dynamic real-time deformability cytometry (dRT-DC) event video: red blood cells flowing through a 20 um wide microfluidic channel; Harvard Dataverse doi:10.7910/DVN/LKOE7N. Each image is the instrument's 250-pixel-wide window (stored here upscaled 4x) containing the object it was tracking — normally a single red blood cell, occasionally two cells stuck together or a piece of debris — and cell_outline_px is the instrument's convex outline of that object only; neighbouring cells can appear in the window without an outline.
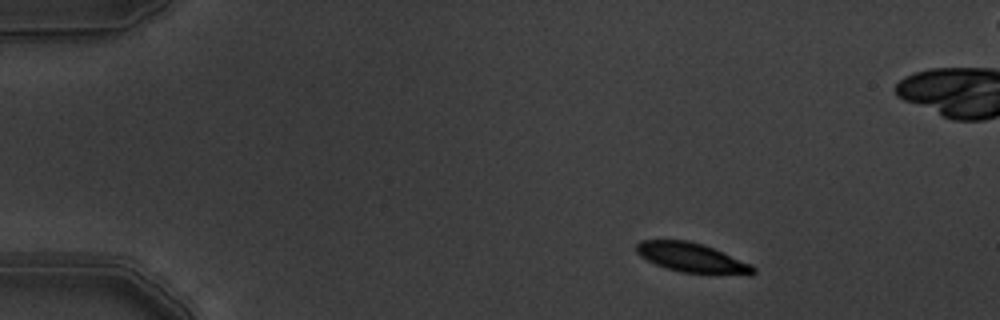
{"species": "common noctule bat (a hibernating species)", "species_latin": "Nyctalus noctula", "temperature_condition": "warm", "stored_images_in_passage": 8, "camera_frame_rate_fps": 3000, "um_per_image_px": 0.085, "animal": {"sex": "male", "body_mass_g": 19.5, "forearm_length_mm": 54.6}, "frame": {"image": 1, "passage_image": 1, "time_ms": 0.0, "image_size_px": [1000, 320], "cell_outline_px": [[756, 272], [752, 276], [748, 276], [684, 272], [668, 268], [656, 264], [640, 256], [636, 252], [636, 244], [640, 240], [688, 240], [704, 244], [752, 264], [756, 268]], "centroid_in_image_um": [58.89, 21.91], "position_along_channel_um": 26.1, "area_um2": 20.29}}